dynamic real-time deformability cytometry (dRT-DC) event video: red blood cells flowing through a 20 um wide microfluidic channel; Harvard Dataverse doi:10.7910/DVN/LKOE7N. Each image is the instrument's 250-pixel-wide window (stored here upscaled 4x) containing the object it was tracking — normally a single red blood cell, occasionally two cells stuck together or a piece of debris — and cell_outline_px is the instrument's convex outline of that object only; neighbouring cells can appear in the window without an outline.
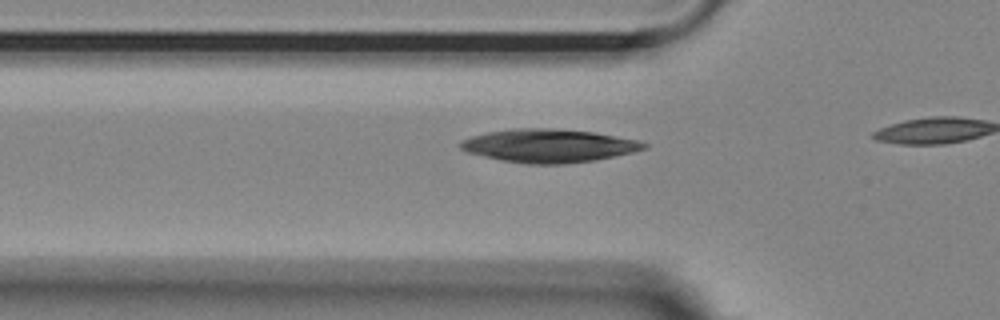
{"species": "Egyptian fruit bat (a non-hibernating species)", "species_latin": "Rousettus aegyptiacus", "temperature_condition": "room temperature", "stored_images_in_passage": 16, "camera_frame_rate_fps": 3000, "um_per_image_px": 0.085, "animal": {"sex": "female"}, "frame": {"image": 1, "passage_image": 14, "time_ms": 4.333, "image_size_px": [1000, 320], "cell_outline_px": [[648, 148], [632, 152], [596, 160], [564, 164], [524, 164], [500, 160], [468, 152], [460, 148], [460, 144], [464, 140], [472, 136], [488, 132], [516, 128], [552, 128], [592, 132], [616, 136], [636, 140], [648, 144]], "centroid_in_image_um": [46.66, 12.39], "position_along_channel_um": 79.1, "area_um2": 35.37}}